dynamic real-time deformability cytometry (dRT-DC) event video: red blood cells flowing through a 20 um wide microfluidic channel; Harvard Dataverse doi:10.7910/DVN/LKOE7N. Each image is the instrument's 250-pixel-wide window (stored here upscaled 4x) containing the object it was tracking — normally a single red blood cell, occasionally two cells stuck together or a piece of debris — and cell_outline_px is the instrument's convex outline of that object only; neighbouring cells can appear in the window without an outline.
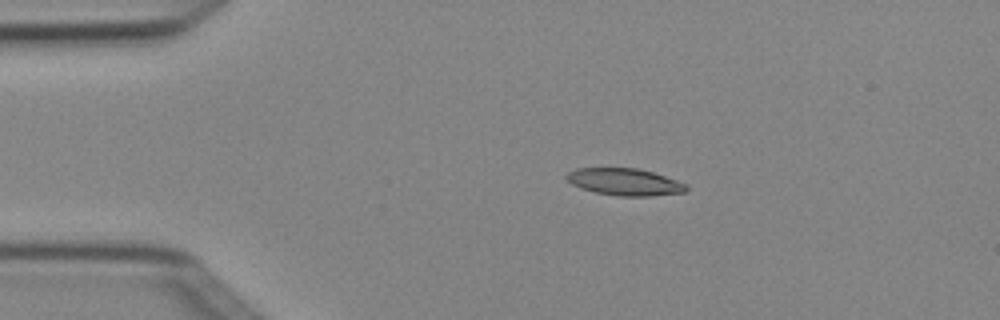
{"species": "Egyptian fruit bat (a non-hibernating species)", "species_latin": "Rousettus aegyptiacus", "temperature_condition": "cold", "stored_images_in_passage": 4, "camera_frame_rate_fps": 3000, "um_per_image_px": 0.085, "animal": {"sex": "female"}, "frame": {"image": 1, "passage_image": 2, "time_ms": 0.333, "image_size_px": [1000, 320], "cell_outline_px": [[688, 188], [684, 192], [648, 196], [620, 196], [596, 192], [580, 188], [572, 184], [564, 176], [568, 172], [576, 168], [636, 168], [652, 172], [688, 184]], "centroid_in_image_um": [53.08, 15.46], "position_along_channel_um": 31.9, "area_um2": 18.73}}
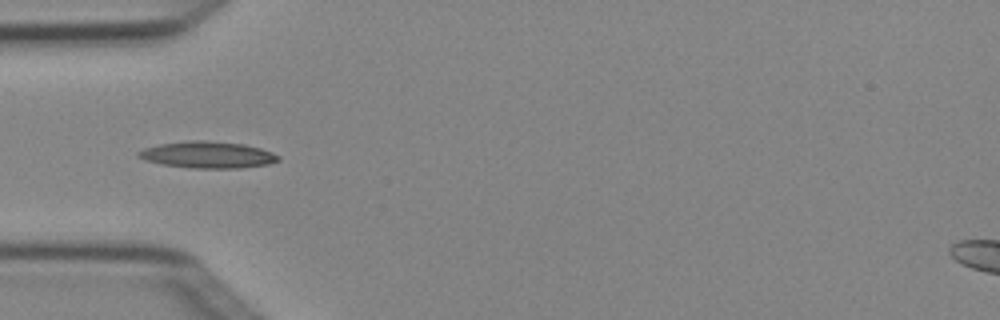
{"frame": {"image": 2, "passage_image": 3, "time_ms": 0.667, "image_size_px": [1000, 320], "cell_outline_px": [[280, 160], [268, 164], [240, 168], [192, 168], [160, 164], [144, 160], [136, 156], [136, 152], [144, 148], [160, 144], [188, 140], [204, 140], [244, 144], [260, 148], [272, 152], [280, 156]], "centroid_in_image_um": [17.62, 13.16], "position_along_channel_um": 67.4, "area_um2": 21.85}}
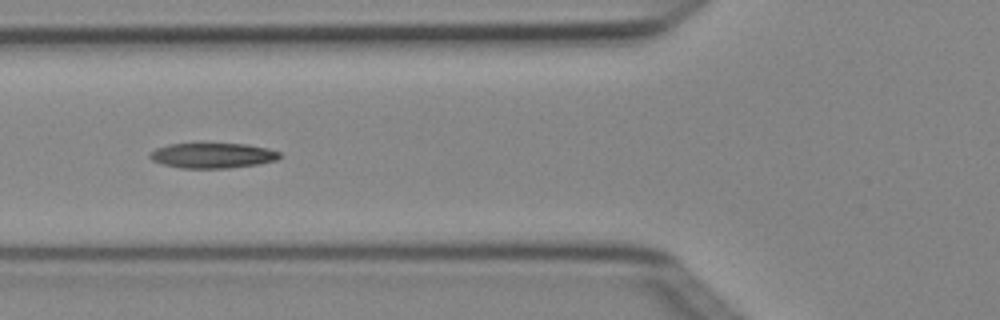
{"frame": {"image": 3, "passage_image": 4, "time_ms": 1.0, "image_size_px": [1000, 320], "cell_outline_px": [[280, 156], [276, 160], [256, 164], [228, 168], [180, 168], [164, 164], [152, 160], [148, 156], [156, 148], [168, 144], [248, 144], [268, 148], [280, 152]], "centroid_in_image_um": [18.07, 13.21], "position_along_channel_um": 107.7, "area_um2": 18.84}}